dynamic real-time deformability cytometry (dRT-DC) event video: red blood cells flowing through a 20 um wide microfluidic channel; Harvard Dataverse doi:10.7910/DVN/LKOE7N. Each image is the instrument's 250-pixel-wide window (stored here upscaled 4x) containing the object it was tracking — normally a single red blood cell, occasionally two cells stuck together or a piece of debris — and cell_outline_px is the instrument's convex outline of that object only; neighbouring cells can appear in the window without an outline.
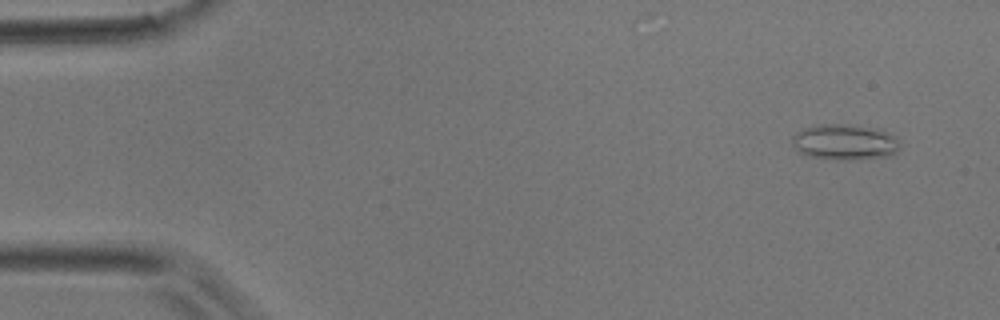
{"species": "common noctule bat (a hibernating species)", "species_latin": "Nyctalus noctula", "temperature_condition": "room temperature", "stored_images_in_passage": 5, "camera_frame_rate_fps": 3000, "um_per_image_px": 0.085, "animal": {"sex": "male", "body_mass_g": 17.9}, "frame": {"image": 1, "passage_image": 5, "time_ms": 1.333, "image_size_px": [1000, 320], "cell_outline_px": [[900, 148], [892, 156], [844, 160], [836, 160], [808, 156], [800, 152], [792, 144], [792, 136], [800, 128], [816, 124], [852, 124], [884, 128], [896, 136], [900, 144]], "centroid_in_image_um": [71.84, 12.05], "position_along_channel_um": 13.2, "area_um2": 23.18}}